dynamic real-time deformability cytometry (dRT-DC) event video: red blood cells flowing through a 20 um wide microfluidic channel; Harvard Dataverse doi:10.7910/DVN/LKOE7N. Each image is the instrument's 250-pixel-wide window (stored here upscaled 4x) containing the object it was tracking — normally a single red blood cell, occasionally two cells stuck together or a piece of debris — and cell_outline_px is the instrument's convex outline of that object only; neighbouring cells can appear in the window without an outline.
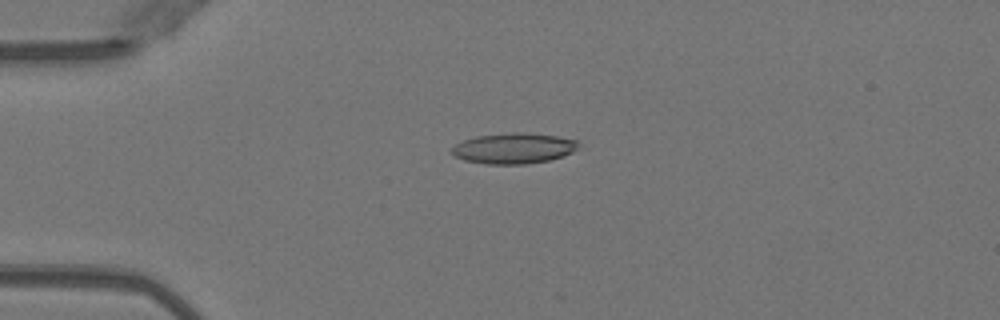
{"species": "Egyptian fruit bat (a non-hibernating species)", "species_latin": "Rousettus aegyptiacus", "temperature_condition": "warm", "stored_images_in_passage": 14, "camera_frame_rate_fps": 3000, "um_per_image_px": 0.085, "animal": {"sex": "female"}, "frame": {"image": 1, "passage_image": 1, "time_ms": 0.0, "image_size_px": [1000, 320], "cell_outline_px": [[580, 144], [572, 152], [564, 156], [548, 160], [524, 164], [484, 164], [464, 160], [456, 156], [452, 152], [452, 148], [456, 144], [464, 140], [476, 136], [512, 132], [524, 132], [556, 136], [576, 140]], "centroid_in_image_um": [43.67, 12.6], "position_along_channel_um": 41.3, "area_um2": 22.48}}
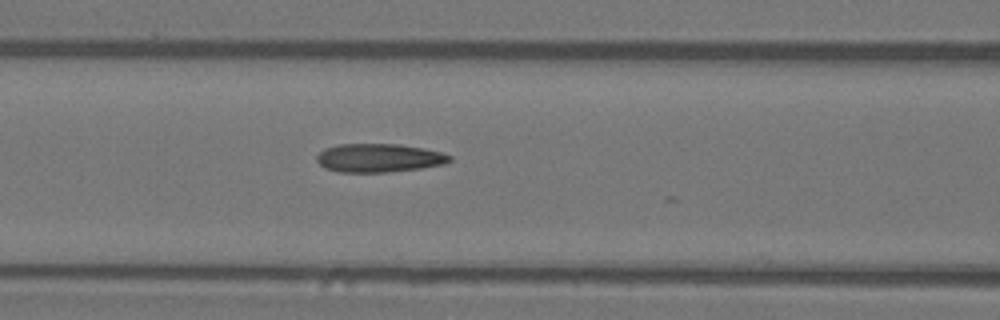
{"frame": {"image": 2, "passage_image": 10, "time_ms": 3.0, "image_size_px": [1000, 320], "cell_outline_px": [[452, 160], [444, 164], [420, 168], [388, 172], [340, 172], [324, 168], [316, 160], [316, 156], [324, 148], [340, 144], [400, 144], [424, 148], [440, 152], [452, 156]], "centroid_in_image_um": [32.2, 13.42], "position_along_channel_um": 134.4, "area_um2": 22.14}}
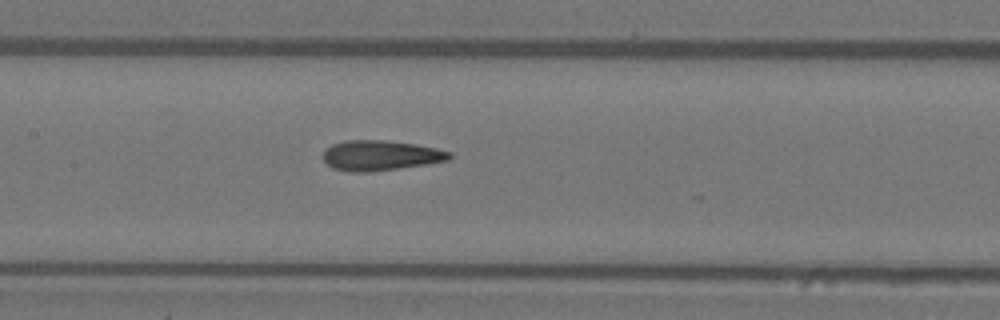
{"frame": {"image": 3, "passage_image": 13, "time_ms": 4.0, "image_size_px": [1000, 320], "cell_outline_px": [[452, 156], [448, 160], [424, 164], [368, 172], [360, 172], [332, 168], [324, 160], [324, 152], [332, 144], [344, 140], [384, 140], [416, 144], [436, 148], [452, 152]], "centroid_in_image_um": [32.35, 13.19], "position_along_channel_um": 175.0, "area_um2": 21.85}}